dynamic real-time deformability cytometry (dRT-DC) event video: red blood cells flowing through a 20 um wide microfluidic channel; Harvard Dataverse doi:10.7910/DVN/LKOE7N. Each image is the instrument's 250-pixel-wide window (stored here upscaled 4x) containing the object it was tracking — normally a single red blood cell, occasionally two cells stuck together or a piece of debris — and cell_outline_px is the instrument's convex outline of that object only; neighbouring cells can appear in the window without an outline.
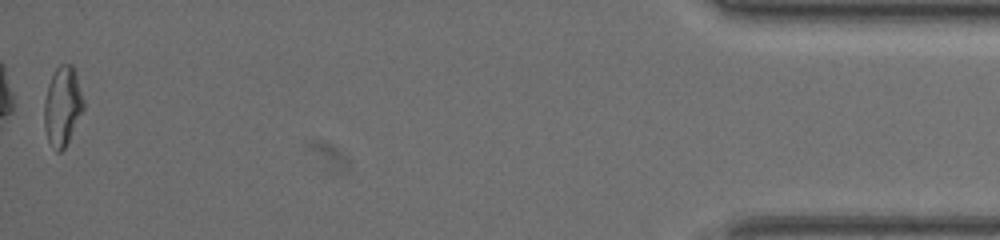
{"species": "common noctule bat (a hibernating species)", "species_latin": "Nyctalus noctula", "temperature_condition": "warm", "stored_images_in_passage": 45, "camera_frame_rate_fps": 3000, "um_per_image_px": 0.085, "animal": {"sex": "female", "body_mass_g": 19.5, "forearm_length_mm": 54.1}, "frame": {"image": 1, "passage_image": 45, "time_ms": 14.667, "image_size_px": [1000, 240], "cell_outline_px": [[84, 108], [64, 148], [60, 152], [56, 152], [52, 148], [48, 140], [44, 128], [44, 104], [48, 84], [56, 68], [60, 64], [72, 64], [84, 100]], "centroid_in_image_um": [5.29, 9.03], "position_along_channel_um": 429.9, "area_um2": 17.92}}